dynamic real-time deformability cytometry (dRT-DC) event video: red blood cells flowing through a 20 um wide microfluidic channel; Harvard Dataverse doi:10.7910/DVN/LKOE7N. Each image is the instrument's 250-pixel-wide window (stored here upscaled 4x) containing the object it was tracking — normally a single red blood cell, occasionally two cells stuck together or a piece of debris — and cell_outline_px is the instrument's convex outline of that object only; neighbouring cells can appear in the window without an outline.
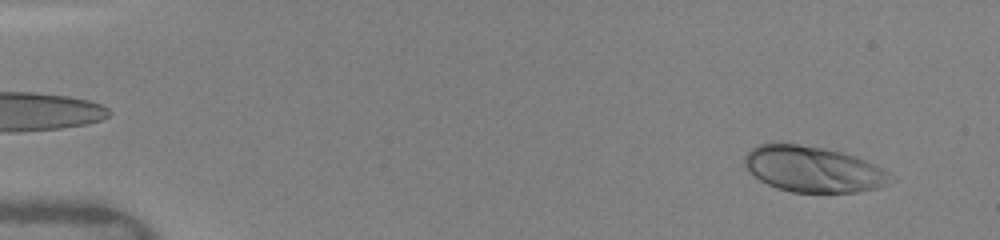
{"species": "human", "species_latin": "Homo sapiens", "temperature_condition": "warm", "stored_images_in_passage": 48, "camera_frame_rate_fps": 3000, "um_per_image_px": 0.085, "donor": {"sex": "female"}, "frame": {"image": 1, "passage_image": 3, "time_ms": 0.667, "image_size_px": [1000, 240], "cell_outline_px": [[896, 180], [880, 188], [856, 192], [792, 192], [776, 188], [760, 180], [748, 172], [744, 164], [744, 156], [752, 148], [760, 144], [796, 144], [824, 148], [856, 156], [876, 164], [884, 168], [896, 176]], "centroid_in_image_um": [69.19, 14.4], "position_along_channel_um": 15.8, "area_um2": 39.36}}
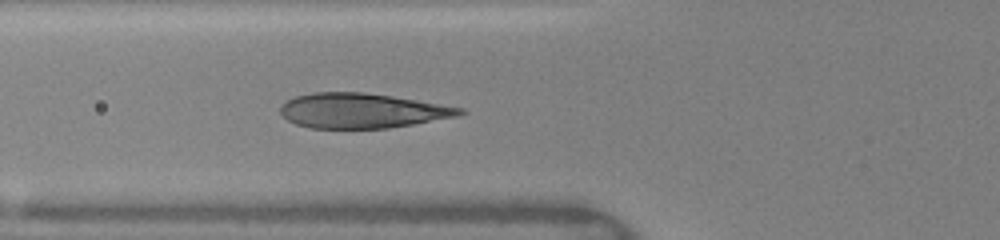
{"frame": {"image": 2, "passage_image": 18, "time_ms": 5.667, "image_size_px": [1000, 240], "cell_outline_px": [[468, 112], [460, 116], [388, 128], [312, 128], [296, 124], [288, 120], [280, 112], [280, 108], [288, 100], [296, 96], [316, 92], [364, 92], [392, 96], [464, 108]], "centroid_in_image_um": [30.81, 9.41], "position_along_channel_um": 95.0, "area_um2": 36.24}}
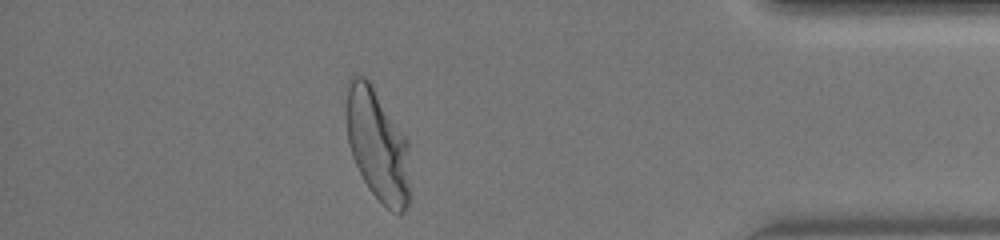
{"frame": {"image": 3, "passage_image": 43, "time_ms": 14.0, "image_size_px": [1000, 240], "cell_outline_px": [[412, 196], [404, 212], [392, 212], [368, 188], [352, 156], [348, 140], [344, 88], [348, 80], [352, 76], [364, 76], [368, 80], [408, 140]], "centroid_in_image_um": [32.11, 12.34], "position_along_channel_um": 403.1, "area_um2": 42.14}, "authors_computed_cell_mechanics": {"area_um2": 37.9457, "velocity_mm_per_s": 4.0917, "shape_relaxation_time_tau1_ms": 3.071, "shape_relaxation_time_tau2_ms": null, "deformation_change_tau1": 0.1918, "deformation_change_tau2": null}}